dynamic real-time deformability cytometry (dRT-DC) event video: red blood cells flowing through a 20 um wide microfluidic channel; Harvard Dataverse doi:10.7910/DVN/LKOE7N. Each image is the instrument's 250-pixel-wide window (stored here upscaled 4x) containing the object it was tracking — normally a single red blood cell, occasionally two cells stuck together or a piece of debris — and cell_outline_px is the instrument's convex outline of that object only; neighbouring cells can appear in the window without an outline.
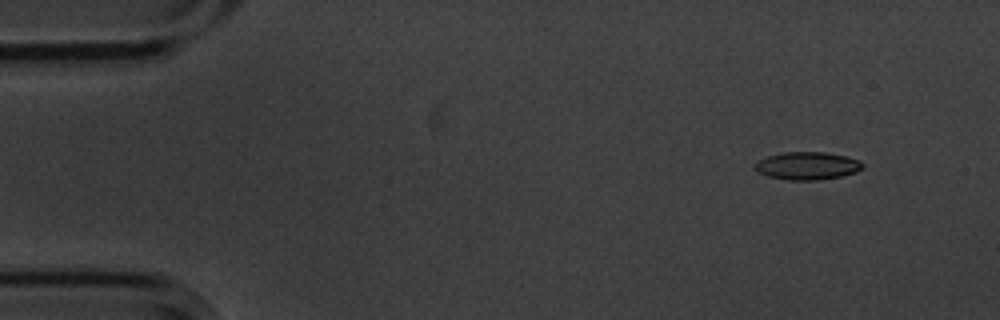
{"species": "common noctule bat (a hibernating species)", "species_latin": "Nyctalus noctula", "temperature_condition": "cold", "stored_images_in_passage": 52, "camera_frame_rate_fps": 3000, "um_per_image_px": 0.085, "animal": {"sex": "male", "body_mass_g": 20.1, "forearm_length_mm": 53.5}, "frame": {"image": 1, "passage_image": 1, "time_ms": 0.0, "image_size_px": [1000, 320], "cell_outline_px": [[864, 168], [856, 172], [840, 176], [820, 180], [788, 180], [768, 176], [756, 172], [756, 160], [764, 156], [784, 152], [824, 152], [848, 156], [860, 160], [864, 164]], "centroid_in_image_um": [68.62, 14.08], "position_along_channel_um": 16.4, "area_um2": 17.69}}
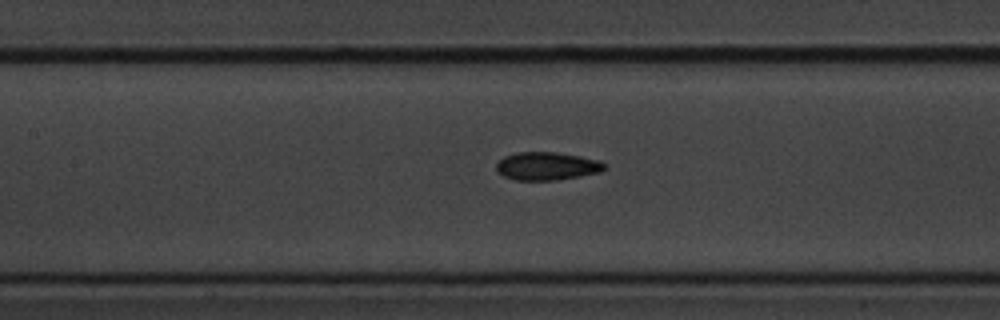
{"frame": {"image": 2, "passage_image": 21, "time_ms": 6.667, "image_size_px": [1000, 320], "cell_outline_px": [[608, 164], [600, 172], [580, 176], [556, 180], [516, 180], [504, 176], [496, 172], [496, 164], [504, 156], [516, 152], [556, 152], [580, 156], [596, 160]], "centroid_in_image_um": [46.46, 14.12], "position_along_channel_um": 160.9, "area_um2": 17.69}}
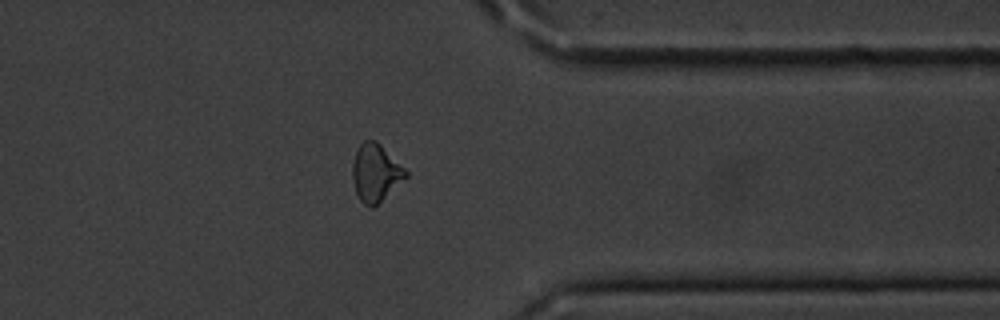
{"frame": {"image": 3, "passage_image": 40, "time_ms": 13.0, "image_size_px": [1000, 320], "cell_outline_px": [[408, 176], [372, 208], [368, 208], [360, 200], [356, 192], [352, 180], [352, 164], [356, 152], [360, 144], [364, 140], [376, 140], [408, 172]], "centroid_in_image_um": [31.9, 14.69], "position_along_channel_um": 379.5, "area_um2": 17.63}, "authors_computed_cell_mechanics": {"area_um2": 17.8602, "velocity_mm_per_s": 3.574, "shape_relaxation_time_tau1_ms": 2.9163, "shape_relaxation_time_tau2_ms": 3.0318, "deformation_change_tau1": 0.1187, "deformation_change_tau2": 0.0918}}